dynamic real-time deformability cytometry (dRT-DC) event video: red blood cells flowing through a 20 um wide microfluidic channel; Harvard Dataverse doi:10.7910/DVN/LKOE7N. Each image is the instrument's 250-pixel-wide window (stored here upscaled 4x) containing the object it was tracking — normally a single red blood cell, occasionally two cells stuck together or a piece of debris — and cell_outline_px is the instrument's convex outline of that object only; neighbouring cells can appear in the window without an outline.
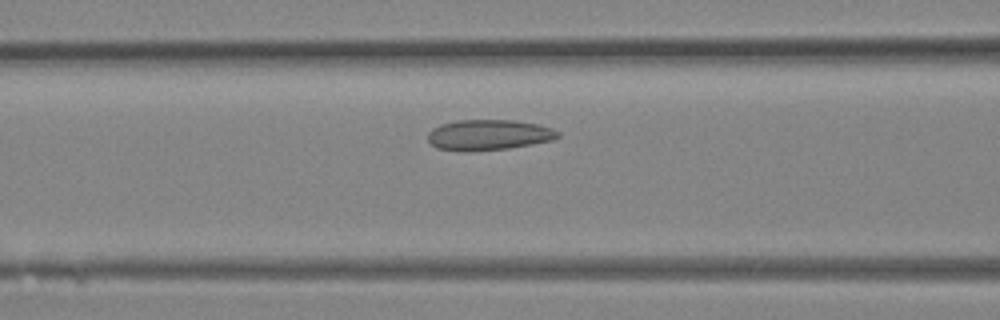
{"species": "Egyptian fruit bat (a non-hibernating species)", "species_latin": "Rousettus aegyptiacus", "temperature_condition": "room temperature", "stored_images_in_passage": 25, "camera_frame_rate_fps": 3000, "um_per_image_px": 0.085, "animal": {"sex": "female"}, "frame": {"image": 1, "passage_image": 6, "time_ms": 1.667, "image_size_px": [1000, 320], "cell_outline_px": [[560, 136], [552, 140], [532, 144], [508, 148], [468, 152], [464, 152], [436, 148], [428, 140], [428, 132], [432, 128], [440, 124], [456, 120], [512, 120], [536, 124], [552, 128], [560, 132]], "centroid_in_image_um": [41.5, 11.47], "position_along_channel_um": 125.1, "area_um2": 23.29}}
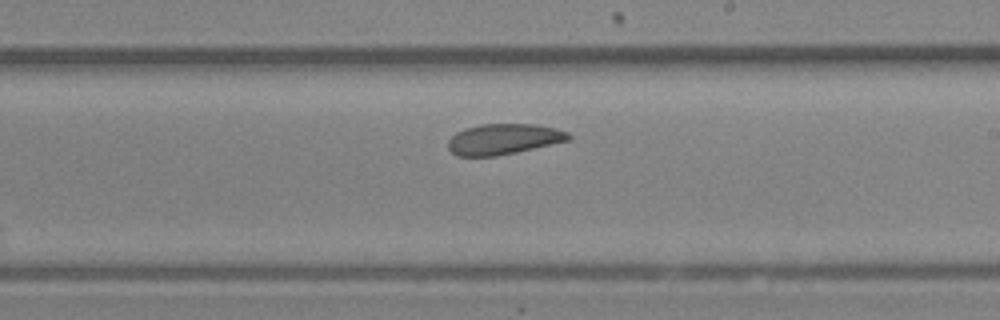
{"frame": {"image": 2, "passage_image": 12, "time_ms": 3.667, "image_size_px": [1000, 320], "cell_outline_px": [[572, 136], [568, 140], [516, 152], [496, 156], [456, 156], [448, 148], [448, 140], [456, 132], [480, 124], [540, 124], [568, 132]], "centroid_in_image_um": [42.79, 11.82], "position_along_channel_um": 246.2, "area_um2": 21.39}}
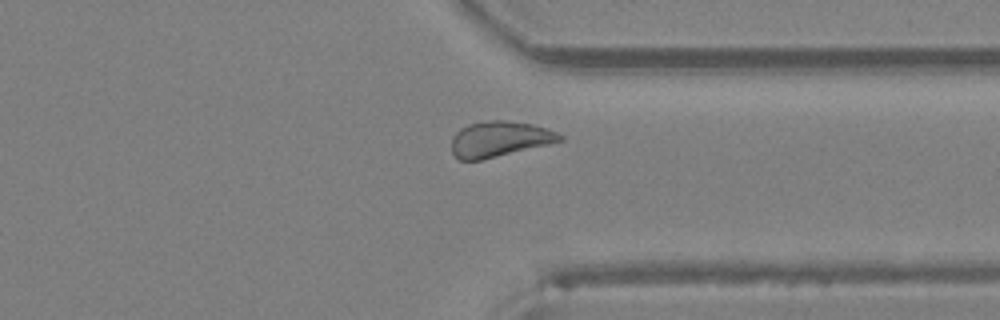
{"frame": {"image": 3, "passage_image": 18, "time_ms": 5.667, "image_size_px": [1000, 320], "cell_outline_px": [[564, 140], [548, 144], [480, 160], [460, 160], [452, 152], [452, 136], [460, 128], [468, 124], [488, 120], [504, 120], [532, 124], [556, 132], [564, 136]], "centroid_in_image_um": [42.43, 11.81], "position_along_channel_um": 369.0, "area_um2": 22.2}}